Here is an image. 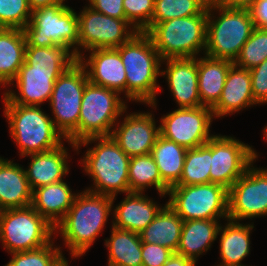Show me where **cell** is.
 Wrapping results in <instances>:
<instances>
[{"label": "cell", "mask_w": 267, "mask_h": 266, "mask_svg": "<svg viewBox=\"0 0 267 266\" xmlns=\"http://www.w3.org/2000/svg\"><path fill=\"white\" fill-rule=\"evenodd\" d=\"M28 0H0V28L24 29L31 20Z\"/></svg>", "instance_id": "cell-38"}, {"label": "cell", "mask_w": 267, "mask_h": 266, "mask_svg": "<svg viewBox=\"0 0 267 266\" xmlns=\"http://www.w3.org/2000/svg\"><path fill=\"white\" fill-rule=\"evenodd\" d=\"M142 266H163L173 252L158 244L142 243Z\"/></svg>", "instance_id": "cell-41"}, {"label": "cell", "mask_w": 267, "mask_h": 266, "mask_svg": "<svg viewBox=\"0 0 267 266\" xmlns=\"http://www.w3.org/2000/svg\"><path fill=\"white\" fill-rule=\"evenodd\" d=\"M109 250L108 266H142V241L139 233L112 226L111 237L105 240Z\"/></svg>", "instance_id": "cell-31"}, {"label": "cell", "mask_w": 267, "mask_h": 266, "mask_svg": "<svg viewBox=\"0 0 267 266\" xmlns=\"http://www.w3.org/2000/svg\"><path fill=\"white\" fill-rule=\"evenodd\" d=\"M195 264L194 260L173 253L163 266H195Z\"/></svg>", "instance_id": "cell-44"}, {"label": "cell", "mask_w": 267, "mask_h": 266, "mask_svg": "<svg viewBox=\"0 0 267 266\" xmlns=\"http://www.w3.org/2000/svg\"><path fill=\"white\" fill-rule=\"evenodd\" d=\"M233 64L232 61L207 55L198 58V89L202 106L212 109L217 104Z\"/></svg>", "instance_id": "cell-26"}, {"label": "cell", "mask_w": 267, "mask_h": 266, "mask_svg": "<svg viewBox=\"0 0 267 266\" xmlns=\"http://www.w3.org/2000/svg\"><path fill=\"white\" fill-rule=\"evenodd\" d=\"M265 215L267 169L254 168L251 164L228 190V219L240 221Z\"/></svg>", "instance_id": "cell-15"}, {"label": "cell", "mask_w": 267, "mask_h": 266, "mask_svg": "<svg viewBox=\"0 0 267 266\" xmlns=\"http://www.w3.org/2000/svg\"><path fill=\"white\" fill-rule=\"evenodd\" d=\"M26 156H31L29 168L25 173L32 191L62 181L63 176L69 172L68 153L64 144L50 151Z\"/></svg>", "instance_id": "cell-22"}, {"label": "cell", "mask_w": 267, "mask_h": 266, "mask_svg": "<svg viewBox=\"0 0 267 266\" xmlns=\"http://www.w3.org/2000/svg\"><path fill=\"white\" fill-rule=\"evenodd\" d=\"M213 116L209 107H178L161 118L160 135L186 149L205 145L213 136L209 133Z\"/></svg>", "instance_id": "cell-14"}, {"label": "cell", "mask_w": 267, "mask_h": 266, "mask_svg": "<svg viewBox=\"0 0 267 266\" xmlns=\"http://www.w3.org/2000/svg\"><path fill=\"white\" fill-rule=\"evenodd\" d=\"M257 0H219V3L232 7L249 9Z\"/></svg>", "instance_id": "cell-46"}, {"label": "cell", "mask_w": 267, "mask_h": 266, "mask_svg": "<svg viewBox=\"0 0 267 266\" xmlns=\"http://www.w3.org/2000/svg\"><path fill=\"white\" fill-rule=\"evenodd\" d=\"M182 227V218L166 203L139 236L142 243L158 244L176 253Z\"/></svg>", "instance_id": "cell-28"}, {"label": "cell", "mask_w": 267, "mask_h": 266, "mask_svg": "<svg viewBox=\"0 0 267 266\" xmlns=\"http://www.w3.org/2000/svg\"><path fill=\"white\" fill-rule=\"evenodd\" d=\"M53 244L52 241L37 249L10 253L13 257L5 266H58L65 257Z\"/></svg>", "instance_id": "cell-36"}, {"label": "cell", "mask_w": 267, "mask_h": 266, "mask_svg": "<svg viewBox=\"0 0 267 266\" xmlns=\"http://www.w3.org/2000/svg\"><path fill=\"white\" fill-rule=\"evenodd\" d=\"M88 82L86 71L77 60L54 83L49 105L54 126L65 140L78 127L82 96Z\"/></svg>", "instance_id": "cell-11"}, {"label": "cell", "mask_w": 267, "mask_h": 266, "mask_svg": "<svg viewBox=\"0 0 267 266\" xmlns=\"http://www.w3.org/2000/svg\"><path fill=\"white\" fill-rule=\"evenodd\" d=\"M115 196L84 190L77 193L69 211L55 226L74 258L87 252L103 230L112 211Z\"/></svg>", "instance_id": "cell-1"}, {"label": "cell", "mask_w": 267, "mask_h": 266, "mask_svg": "<svg viewBox=\"0 0 267 266\" xmlns=\"http://www.w3.org/2000/svg\"><path fill=\"white\" fill-rule=\"evenodd\" d=\"M128 175L130 192L143 193L146 187L154 186L159 195L168 194L169 187L162 181L158 166L151 154L131 157Z\"/></svg>", "instance_id": "cell-32"}, {"label": "cell", "mask_w": 267, "mask_h": 266, "mask_svg": "<svg viewBox=\"0 0 267 266\" xmlns=\"http://www.w3.org/2000/svg\"><path fill=\"white\" fill-rule=\"evenodd\" d=\"M263 131H264V137H265V139L267 140V126L263 129Z\"/></svg>", "instance_id": "cell-49"}, {"label": "cell", "mask_w": 267, "mask_h": 266, "mask_svg": "<svg viewBox=\"0 0 267 266\" xmlns=\"http://www.w3.org/2000/svg\"><path fill=\"white\" fill-rule=\"evenodd\" d=\"M25 61L32 70L66 71L77 58L62 46L36 47L26 46Z\"/></svg>", "instance_id": "cell-33"}, {"label": "cell", "mask_w": 267, "mask_h": 266, "mask_svg": "<svg viewBox=\"0 0 267 266\" xmlns=\"http://www.w3.org/2000/svg\"><path fill=\"white\" fill-rule=\"evenodd\" d=\"M162 208L139 192L126 193V197L113 210L112 226L139 233L154 220Z\"/></svg>", "instance_id": "cell-21"}, {"label": "cell", "mask_w": 267, "mask_h": 266, "mask_svg": "<svg viewBox=\"0 0 267 266\" xmlns=\"http://www.w3.org/2000/svg\"><path fill=\"white\" fill-rule=\"evenodd\" d=\"M76 195L62 180L34 189L31 206L55 227L69 211Z\"/></svg>", "instance_id": "cell-24"}, {"label": "cell", "mask_w": 267, "mask_h": 266, "mask_svg": "<svg viewBox=\"0 0 267 266\" xmlns=\"http://www.w3.org/2000/svg\"><path fill=\"white\" fill-rule=\"evenodd\" d=\"M251 86L257 104L267 102V59L250 69Z\"/></svg>", "instance_id": "cell-40"}, {"label": "cell", "mask_w": 267, "mask_h": 266, "mask_svg": "<svg viewBox=\"0 0 267 266\" xmlns=\"http://www.w3.org/2000/svg\"><path fill=\"white\" fill-rule=\"evenodd\" d=\"M204 10L195 0H155L151 24L144 32L147 33L157 23L199 15Z\"/></svg>", "instance_id": "cell-35"}, {"label": "cell", "mask_w": 267, "mask_h": 266, "mask_svg": "<svg viewBox=\"0 0 267 266\" xmlns=\"http://www.w3.org/2000/svg\"><path fill=\"white\" fill-rule=\"evenodd\" d=\"M32 192L24 167L0 157V211L30 206Z\"/></svg>", "instance_id": "cell-23"}, {"label": "cell", "mask_w": 267, "mask_h": 266, "mask_svg": "<svg viewBox=\"0 0 267 266\" xmlns=\"http://www.w3.org/2000/svg\"><path fill=\"white\" fill-rule=\"evenodd\" d=\"M257 104L251 86L250 70L233 64L227 74L222 94L212 108L215 117H223Z\"/></svg>", "instance_id": "cell-20"}, {"label": "cell", "mask_w": 267, "mask_h": 266, "mask_svg": "<svg viewBox=\"0 0 267 266\" xmlns=\"http://www.w3.org/2000/svg\"><path fill=\"white\" fill-rule=\"evenodd\" d=\"M26 37L22 29L0 28V85H13L25 62Z\"/></svg>", "instance_id": "cell-27"}, {"label": "cell", "mask_w": 267, "mask_h": 266, "mask_svg": "<svg viewBox=\"0 0 267 266\" xmlns=\"http://www.w3.org/2000/svg\"><path fill=\"white\" fill-rule=\"evenodd\" d=\"M211 138L202 146L187 149L183 172L176 185L210 183Z\"/></svg>", "instance_id": "cell-34"}, {"label": "cell", "mask_w": 267, "mask_h": 266, "mask_svg": "<svg viewBox=\"0 0 267 266\" xmlns=\"http://www.w3.org/2000/svg\"><path fill=\"white\" fill-rule=\"evenodd\" d=\"M119 93L88 82L81 101L77 129L66 139L76 150V145L90 137L110 136L116 120L126 112L125 101Z\"/></svg>", "instance_id": "cell-6"}, {"label": "cell", "mask_w": 267, "mask_h": 266, "mask_svg": "<svg viewBox=\"0 0 267 266\" xmlns=\"http://www.w3.org/2000/svg\"><path fill=\"white\" fill-rule=\"evenodd\" d=\"M63 72L32 70L25 61L13 80L16 81L18 95L16 91L8 90L4 93V104L40 106L46 100L50 101L54 83Z\"/></svg>", "instance_id": "cell-17"}, {"label": "cell", "mask_w": 267, "mask_h": 266, "mask_svg": "<svg viewBox=\"0 0 267 266\" xmlns=\"http://www.w3.org/2000/svg\"><path fill=\"white\" fill-rule=\"evenodd\" d=\"M4 105L9 132L19 147L21 157L50 151L62 145L61 138L64 136L40 106Z\"/></svg>", "instance_id": "cell-5"}, {"label": "cell", "mask_w": 267, "mask_h": 266, "mask_svg": "<svg viewBox=\"0 0 267 266\" xmlns=\"http://www.w3.org/2000/svg\"><path fill=\"white\" fill-rule=\"evenodd\" d=\"M226 226H220V256L222 263L217 266H244L241 261L250 252V233L253 224H242L227 219Z\"/></svg>", "instance_id": "cell-29"}, {"label": "cell", "mask_w": 267, "mask_h": 266, "mask_svg": "<svg viewBox=\"0 0 267 266\" xmlns=\"http://www.w3.org/2000/svg\"><path fill=\"white\" fill-rule=\"evenodd\" d=\"M152 116L149 112L131 113L112 129L110 136L130 158L151 154L160 135V126L156 127Z\"/></svg>", "instance_id": "cell-16"}, {"label": "cell", "mask_w": 267, "mask_h": 266, "mask_svg": "<svg viewBox=\"0 0 267 266\" xmlns=\"http://www.w3.org/2000/svg\"><path fill=\"white\" fill-rule=\"evenodd\" d=\"M80 12L78 49L117 48L138 32L125 19L112 18L87 6Z\"/></svg>", "instance_id": "cell-13"}, {"label": "cell", "mask_w": 267, "mask_h": 266, "mask_svg": "<svg viewBox=\"0 0 267 266\" xmlns=\"http://www.w3.org/2000/svg\"><path fill=\"white\" fill-rule=\"evenodd\" d=\"M126 74V98L156 108L157 78L162 59L146 32H137L116 48Z\"/></svg>", "instance_id": "cell-2"}, {"label": "cell", "mask_w": 267, "mask_h": 266, "mask_svg": "<svg viewBox=\"0 0 267 266\" xmlns=\"http://www.w3.org/2000/svg\"><path fill=\"white\" fill-rule=\"evenodd\" d=\"M219 219L183 221L176 254L197 261V257L209 250L220 229ZM219 222V223H218Z\"/></svg>", "instance_id": "cell-25"}, {"label": "cell", "mask_w": 267, "mask_h": 266, "mask_svg": "<svg viewBox=\"0 0 267 266\" xmlns=\"http://www.w3.org/2000/svg\"><path fill=\"white\" fill-rule=\"evenodd\" d=\"M168 195L167 204L183 221L228 219V189L221 185H175Z\"/></svg>", "instance_id": "cell-10"}, {"label": "cell", "mask_w": 267, "mask_h": 266, "mask_svg": "<svg viewBox=\"0 0 267 266\" xmlns=\"http://www.w3.org/2000/svg\"><path fill=\"white\" fill-rule=\"evenodd\" d=\"M53 227L31 205L0 211V241L8 252L28 251L52 242Z\"/></svg>", "instance_id": "cell-9"}, {"label": "cell", "mask_w": 267, "mask_h": 266, "mask_svg": "<svg viewBox=\"0 0 267 266\" xmlns=\"http://www.w3.org/2000/svg\"><path fill=\"white\" fill-rule=\"evenodd\" d=\"M89 52V59H85L83 54L77 58L86 71L88 81L120 95L125 92L126 96V72L119 51L116 48H97Z\"/></svg>", "instance_id": "cell-18"}, {"label": "cell", "mask_w": 267, "mask_h": 266, "mask_svg": "<svg viewBox=\"0 0 267 266\" xmlns=\"http://www.w3.org/2000/svg\"><path fill=\"white\" fill-rule=\"evenodd\" d=\"M208 10L155 24L147 34L162 60L193 58L206 47Z\"/></svg>", "instance_id": "cell-7"}, {"label": "cell", "mask_w": 267, "mask_h": 266, "mask_svg": "<svg viewBox=\"0 0 267 266\" xmlns=\"http://www.w3.org/2000/svg\"><path fill=\"white\" fill-rule=\"evenodd\" d=\"M249 10L254 27L267 29V0H257Z\"/></svg>", "instance_id": "cell-43"}, {"label": "cell", "mask_w": 267, "mask_h": 266, "mask_svg": "<svg viewBox=\"0 0 267 266\" xmlns=\"http://www.w3.org/2000/svg\"><path fill=\"white\" fill-rule=\"evenodd\" d=\"M163 62L167 68L161 71V76H166L179 108L202 106L198 89V57L167 58L162 60Z\"/></svg>", "instance_id": "cell-19"}, {"label": "cell", "mask_w": 267, "mask_h": 266, "mask_svg": "<svg viewBox=\"0 0 267 266\" xmlns=\"http://www.w3.org/2000/svg\"><path fill=\"white\" fill-rule=\"evenodd\" d=\"M26 46H62L79 58L83 52L78 50V16L67 5L55 4L33 10L31 20L23 29Z\"/></svg>", "instance_id": "cell-8"}, {"label": "cell", "mask_w": 267, "mask_h": 266, "mask_svg": "<svg viewBox=\"0 0 267 266\" xmlns=\"http://www.w3.org/2000/svg\"><path fill=\"white\" fill-rule=\"evenodd\" d=\"M267 59V29L254 28L234 64L252 69Z\"/></svg>", "instance_id": "cell-37"}, {"label": "cell", "mask_w": 267, "mask_h": 266, "mask_svg": "<svg viewBox=\"0 0 267 266\" xmlns=\"http://www.w3.org/2000/svg\"><path fill=\"white\" fill-rule=\"evenodd\" d=\"M213 10L219 12L217 19L211 14ZM254 28L249 9L232 8L218 2L208 10L204 55L234 63Z\"/></svg>", "instance_id": "cell-4"}, {"label": "cell", "mask_w": 267, "mask_h": 266, "mask_svg": "<svg viewBox=\"0 0 267 266\" xmlns=\"http://www.w3.org/2000/svg\"><path fill=\"white\" fill-rule=\"evenodd\" d=\"M255 150L234 137L213 135L211 137L210 183L218 184L226 189L246 172L256 161Z\"/></svg>", "instance_id": "cell-12"}, {"label": "cell", "mask_w": 267, "mask_h": 266, "mask_svg": "<svg viewBox=\"0 0 267 266\" xmlns=\"http://www.w3.org/2000/svg\"><path fill=\"white\" fill-rule=\"evenodd\" d=\"M98 141L93 148H89L81 159L85 172L92 177L94 188L86 189L95 194L116 196L117 193H130L129 162L130 157L117 145L111 136L90 137L78 142L80 146Z\"/></svg>", "instance_id": "cell-3"}, {"label": "cell", "mask_w": 267, "mask_h": 266, "mask_svg": "<svg viewBox=\"0 0 267 266\" xmlns=\"http://www.w3.org/2000/svg\"><path fill=\"white\" fill-rule=\"evenodd\" d=\"M94 11L116 19H125L123 0H88Z\"/></svg>", "instance_id": "cell-42"}, {"label": "cell", "mask_w": 267, "mask_h": 266, "mask_svg": "<svg viewBox=\"0 0 267 266\" xmlns=\"http://www.w3.org/2000/svg\"><path fill=\"white\" fill-rule=\"evenodd\" d=\"M58 266H69L66 258Z\"/></svg>", "instance_id": "cell-48"}, {"label": "cell", "mask_w": 267, "mask_h": 266, "mask_svg": "<svg viewBox=\"0 0 267 266\" xmlns=\"http://www.w3.org/2000/svg\"><path fill=\"white\" fill-rule=\"evenodd\" d=\"M64 2L65 0H28L29 8L31 9V11L55 4L65 5Z\"/></svg>", "instance_id": "cell-45"}, {"label": "cell", "mask_w": 267, "mask_h": 266, "mask_svg": "<svg viewBox=\"0 0 267 266\" xmlns=\"http://www.w3.org/2000/svg\"><path fill=\"white\" fill-rule=\"evenodd\" d=\"M187 149L159 135L151 155L158 166L162 181L169 187L175 186L183 172Z\"/></svg>", "instance_id": "cell-30"}, {"label": "cell", "mask_w": 267, "mask_h": 266, "mask_svg": "<svg viewBox=\"0 0 267 266\" xmlns=\"http://www.w3.org/2000/svg\"><path fill=\"white\" fill-rule=\"evenodd\" d=\"M197 1L205 10L211 9L214 5H216L219 0H195Z\"/></svg>", "instance_id": "cell-47"}, {"label": "cell", "mask_w": 267, "mask_h": 266, "mask_svg": "<svg viewBox=\"0 0 267 266\" xmlns=\"http://www.w3.org/2000/svg\"><path fill=\"white\" fill-rule=\"evenodd\" d=\"M155 0H123L125 20L138 32H144L151 24Z\"/></svg>", "instance_id": "cell-39"}]
</instances>
